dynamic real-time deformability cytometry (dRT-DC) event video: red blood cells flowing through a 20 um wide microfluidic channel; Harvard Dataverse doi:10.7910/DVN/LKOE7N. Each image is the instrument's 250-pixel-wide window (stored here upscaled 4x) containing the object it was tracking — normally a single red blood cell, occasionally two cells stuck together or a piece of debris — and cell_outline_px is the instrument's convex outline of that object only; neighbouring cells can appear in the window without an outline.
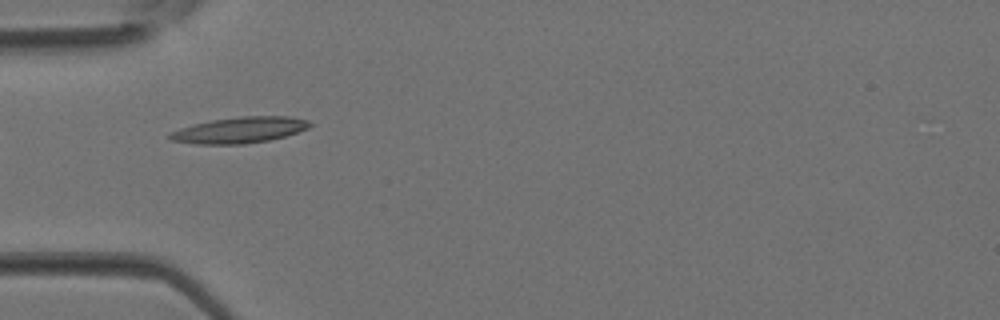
{"species": "Egyptian fruit bat (a non-hibernating species)", "species_latin": "Rousettus aegyptiacus", "temperature_condition": "room temperature", "stored_images_in_passage": 4, "camera_frame_rate_fps": 3000, "um_per_image_px": 0.085, "animal": {"sex": "female"}, "frame": {"image": 1, "passage_image": 4, "time_ms": 1.0, "image_size_px": [1000, 320], "cell_outline_px": [[312, 124], [308, 128], [284, 136], [268, 140], [244, 144], [196, 144], [172, 140], [168, 136], [168, 132], [192, 124], [212, 120], [240, 116], [288, 116], [308, 120]], "centroid_in_image_um": [20.34, 11.05], "position_along_channel_um": 64.7, "area_um2": 21.15}}